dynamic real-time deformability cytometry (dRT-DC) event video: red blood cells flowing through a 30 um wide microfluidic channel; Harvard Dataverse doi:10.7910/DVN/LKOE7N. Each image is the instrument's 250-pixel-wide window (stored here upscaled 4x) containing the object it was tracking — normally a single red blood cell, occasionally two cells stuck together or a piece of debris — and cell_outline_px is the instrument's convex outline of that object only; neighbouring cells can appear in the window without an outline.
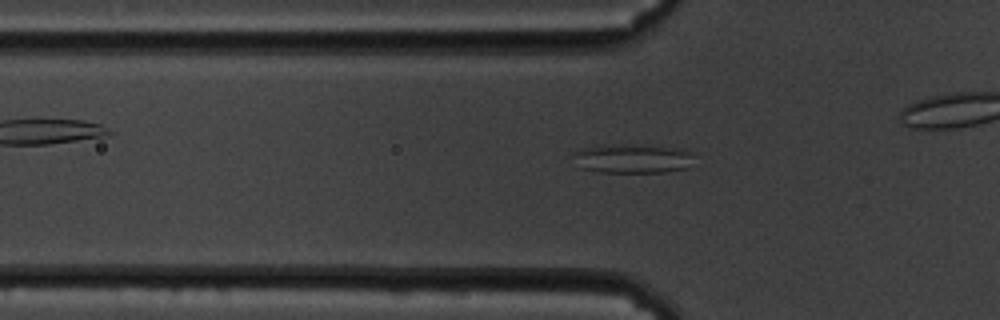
{"species": "common noctule bat (a hibernating species)", "species_latin": "Nyctalus noctula", "temperature_condition": "cold", "stored_images_in_passage": 34, "camera_frame_rate_fps": 3000, "um_per_image_px": 0.085, "animal": {"sex": "male", "body_mass_g": 19.5, "forearm_length_mm": 54.6}, "frame": {"image": 1, "passage_image": 6, "time_ms": 1.667, "image_size_px": [1000, 320], "cell_outline_px": [[696, 152], [688, 168], [664, 172], [596, 172], [580, 168], [572, 152], [580, 148], [604, 144], [684, 148]], "centroid_in_image_um": [53.79, 13.48], "position_along_channel_um": 72.0, "area_um2": 20.75}}
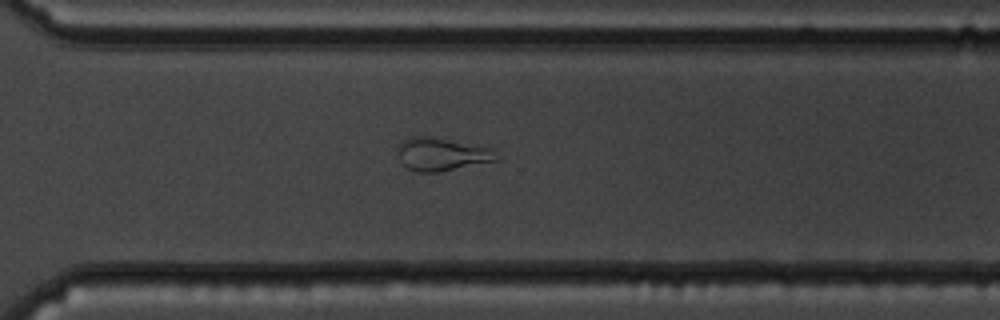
{"frame": {"image": 2, "passage_image": 29, "time_ms": 9.333, "image_size_px": [1000, 320], "cell_outline_px": [[500, 160], [440, 172], [416, 172], [408, 168], [400, 160], [400, 144], [404, 140], [412, 136], [428, 136], [492, 148]], "centroid_in_image_um": [37.6, 13.12], "position_along_channel_um": 333.0, "area_um2": 18.73}}